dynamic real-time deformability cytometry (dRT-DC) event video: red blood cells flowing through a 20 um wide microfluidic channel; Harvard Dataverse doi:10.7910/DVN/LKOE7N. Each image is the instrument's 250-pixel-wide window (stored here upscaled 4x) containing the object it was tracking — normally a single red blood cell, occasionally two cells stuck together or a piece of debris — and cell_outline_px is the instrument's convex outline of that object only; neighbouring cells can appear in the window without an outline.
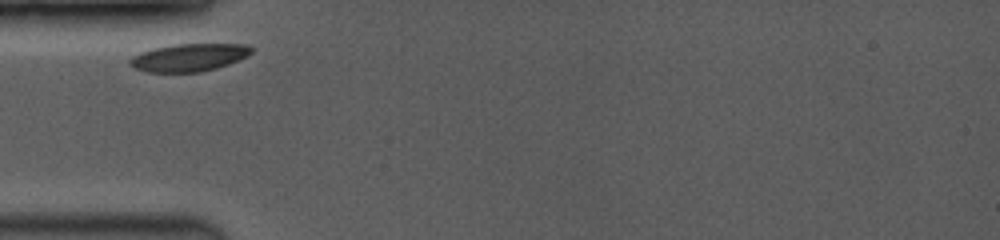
{"species": "common noctule bat (a hibernating species)", "species_latin": "Nyctalus noctula", "temperature_condition": "room temperature", "stored_images_in_passage": 7, "camera_frame_rate_fps": 3500, "um_per_image_px": 0.085, "animal": {"sex": "female", "body_mass_g": 19.0, "forearm_length_mm": 53.3}, "frame": {"image": 1, "passage_image": 1, "time_ms": 0.0, "image_size_px": [1000, 240], "cell_outline_px": [[252, 52], [248, 56], [228, 64], [216, 68], [200, 72], [148, 72], [136, 68], [128, 64], [128, 60], [132, 56], [140, 52], [152, 48], [172, 44], [248, 44], [252, 48]], "centroid_in_image_um": [16.04, 4.88], "position_along_channel_um": 69.0, "area_um2": 19.71}}
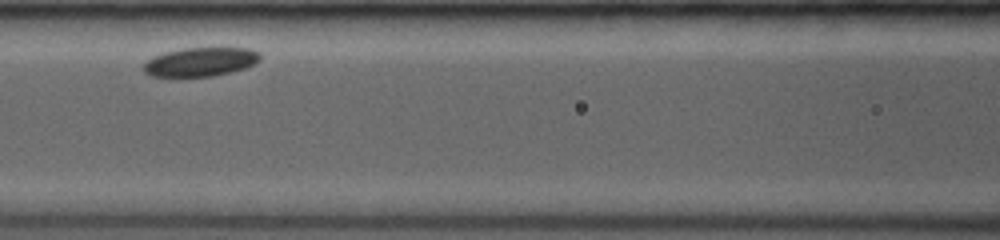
{"frame": {"image": 2, "passage_image": 4, "time_ms": 2.286, "image_size_px": [1000, 240], "cell_outline_px": [[260, 60], [244, 68], [212, 76], [152, 76], [144, 72], [144, 64], [152, 56], [164, 52], [180, 48], [248, 48], [260, 52]], "centroid_in_image_um": [17.02, 5.24], "position_along_channel_um": 149.6, "area_um2": 19.42}}
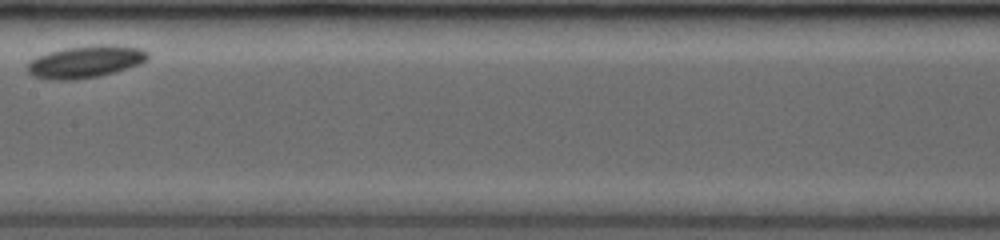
{"frame": {"image": 3, "passage_image": 6, "time_ms": 3.714, "image_size_px": [1000, 240], "cell_outline_px": [[148, 60], [140, 64], [128, 68], [100, 76], [76, 80], [48, 80], [32, 76], [28, 72], [28, 64], [36, 56], [48, 52], [64, 48], [100, 44], [112, 44], [140, 48], [148, 52]], "centroid_in_image_um": [7.27, 5.25], "position_along_channel_um": 200.1, "area_um2": 22.83}}